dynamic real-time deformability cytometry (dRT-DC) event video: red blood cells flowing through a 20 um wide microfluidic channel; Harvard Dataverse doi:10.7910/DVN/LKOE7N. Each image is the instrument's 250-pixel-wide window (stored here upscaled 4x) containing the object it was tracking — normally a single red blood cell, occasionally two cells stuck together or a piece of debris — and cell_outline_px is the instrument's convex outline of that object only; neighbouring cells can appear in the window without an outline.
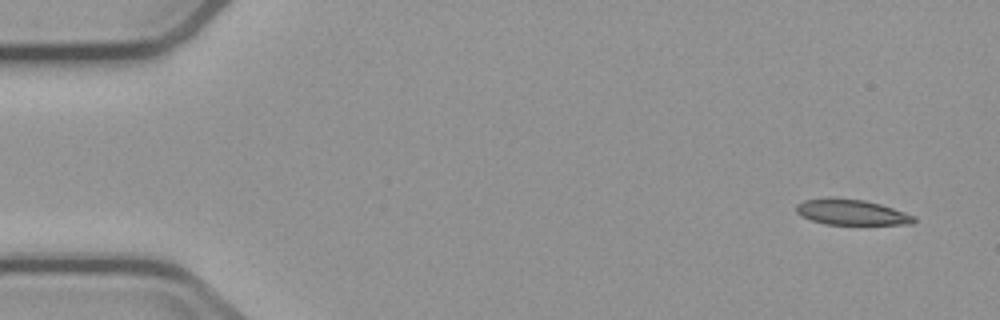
{"species": "common noctule bat (a hibernating species)", "species_latin": "Nyctalus noctula", "temperature_condition": "cold", "stored_images_in_passage": 2, "camera_frame_rate_fps": 3000, "um_per_image_px": 0.085, "animal": {"sex": "male", "body_mass_g": 23.1, "forearm_length_mm": 52.7}, "frame": {"image": 1, "passage_image": 1, "time_ms": 0.0, "image_size_px": [1000, 320], "cell_outline_px": [[916, 220], [912, 224], [824, 224], [812, 220], [796, 212], [796, 204], [804, 200], [828, 196], [832, 196], [864, 200], [880, 204], [916, 216]], "centroid_in_image_um": [72.35, 18.01], "position_along_channel_um": 12.7, "area_um2": 17.63}}
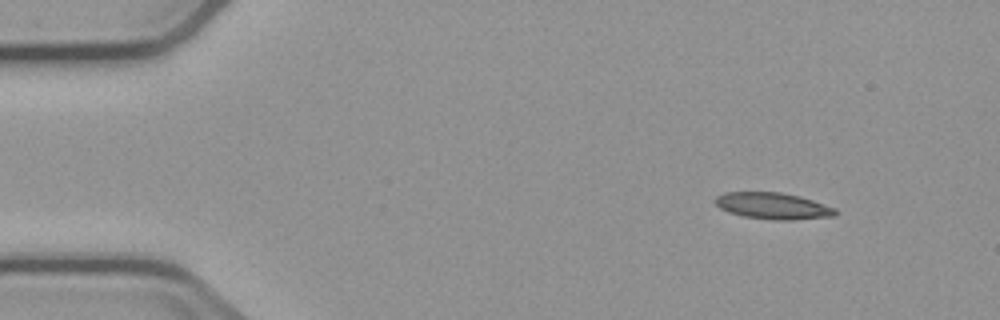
{"frame": {"image": 2, "passage_image": 2, "time_ms": 1.0, "image_size_px": [1000, 320], "cell_outline_px": [[192, 272], [188, 272], [24, 260], [24, 256], [96, 252], [144, 252], [180, 264], [188, 268]], "centroid_in_image_um": [9.65, 22.13], "position_along_channel_um": 75.4, "area_um2": 13.24}}